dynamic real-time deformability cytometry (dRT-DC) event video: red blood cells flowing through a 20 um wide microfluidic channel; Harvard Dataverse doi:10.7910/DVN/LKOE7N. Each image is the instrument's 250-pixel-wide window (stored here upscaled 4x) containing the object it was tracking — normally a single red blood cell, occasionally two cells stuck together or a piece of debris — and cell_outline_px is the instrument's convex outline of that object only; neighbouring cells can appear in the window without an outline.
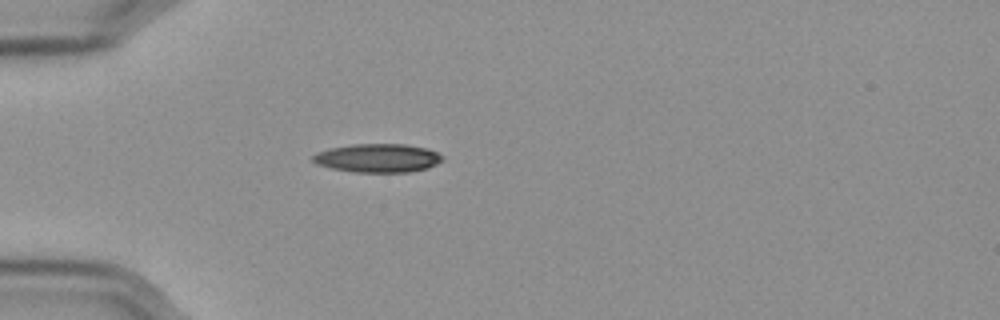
{"species": "Egyptian fruit bat (a non-hibernating species)", "species_latin": "Rousettus aegyptiacus", "temperature_condition": "cold", "stored_images_in_passage": 41, "camera_frame_rate_fps": 3000, "um_per_image_px": 0.085, "frame": {"image": 1, "passage_image": 1, "time_ms": 0.0, "image_size_px": [1000, 320], "cell_outline_px": [[444, 160], [428, 168], [408, 172], [352, 172], [332, 168], [316, 164], [312, 160], [312, 156], [316, 152], [328, 148], [352, 144], [404, 144], [428, 148], [444, 156]], "centroid_in_image_um": [32.11, 13.43], "position_along_channel_um": 52.9, "area_um2": 21.79}}
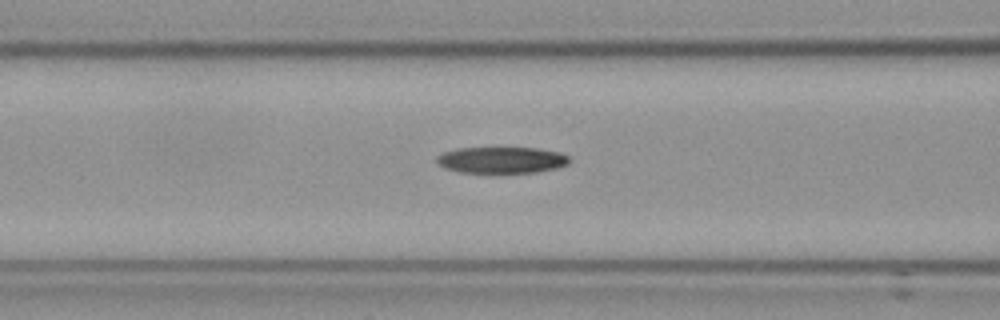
{"frame": {"image": 2, "passage_image": 8, "time_ms": 2.333, "image_size_px": [1000, 320], "cell_outline_px": [[572, 160], [568, 164], [556, 168], [536, 172], [460, 172], [444, 168], [436, 164], [436, 156], [444, 152], [456, 148], [536, 148], [560, 152], [568, 156]], "centroid_in_image_um": [42.62, 13.59], "position_along_channel_um": 124.0, "area_um2": 20.4}}
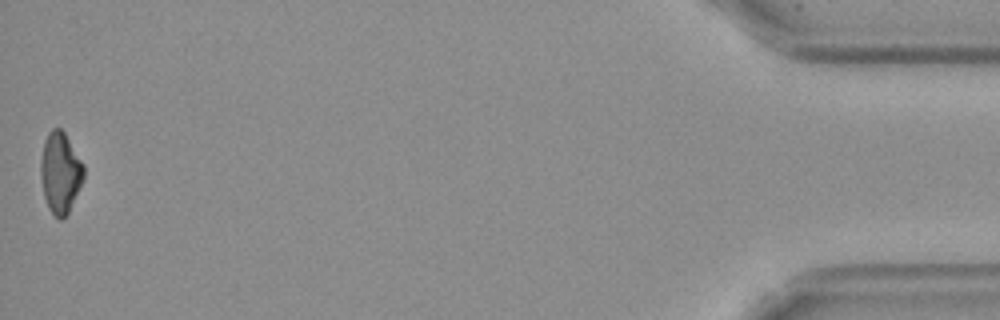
{"frame": {"image": 3, "passage_image": 41, "time_ms": 13.333, "image_size_px": [1000, 320], "cell_outline_px": [[84, 176], [68, 212], [60, 220], [48, 208], [44, 196], [40, 176], [40, 160], [44, 140], [48, 132], [52, 128], [60, 128], [64, 132], [84, 164]], "centroid_in_image_um": [5.1, 14.63], "position_along_channel_um": 430.1, "area_um2": 20.11}, "authors_computed_cell_mechanics": {"area_um2": 20.9814, "velocity_mm_per_s": 3.588, "shape_relaxation_time_tau1_ms": 6.556, "shape_relaxation_time_tau2_ms": null, "deformation_change_tau1": 0.1906, "deformation_change_tau2": null}}